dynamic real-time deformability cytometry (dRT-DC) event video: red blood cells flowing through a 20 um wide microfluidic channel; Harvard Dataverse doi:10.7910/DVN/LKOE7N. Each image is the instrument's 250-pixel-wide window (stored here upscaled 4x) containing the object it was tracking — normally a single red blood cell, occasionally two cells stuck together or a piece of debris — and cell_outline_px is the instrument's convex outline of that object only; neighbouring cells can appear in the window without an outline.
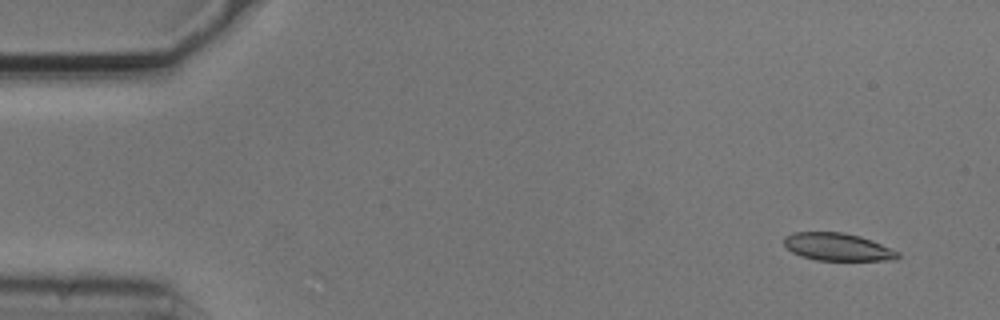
{"species": "common noctule bat (a hibernating species)", "species_latin": "Nyctalus noctula", "temperature_condition": "cold", "stored_images_in_passage": 4, "camera_frame_rate_fps": 3000, "um_per_image_px": 0.085, "animal": {"sex": "male", "body_mass_g": 20.5, "forearm_length_mm": 52.5}, "frame": {"image": 1, "passage_image": 1, "time_ms": 0.0, "image_size_px": [1000, 320], "cell_outline_px": [[900, 256], [896, 260], [816, 260], [800, 256], [792, 252], [784, 244], [784, 236], [792, 232], [844, 232], [860, 236], [872, 240], [900, 252]], "centroid_in_image_um": [71.2, 20.98], "position_along_channel_um": 13.8, "area_um2": 18.44}}
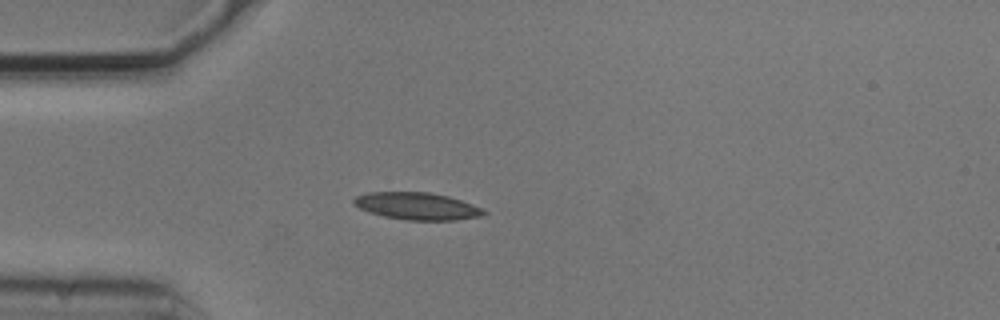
{"frame": {"image": 2, "passage_image": 4, "time_ms": 1.0, "image_size_px": [1000, 320], "cell_outline_px": [[488, 212], [480, 216], [456, 220], [404, 220], [384, 216], [368, 212], [352, 204], [352, 200], [356, 196], [368, 192], [428, 192], [448, 196], [472, 204]], "centroid_in_image_um": [35.41, 17.52], "position_along_channel_um": 49.6, "area_um2": 20.58}}